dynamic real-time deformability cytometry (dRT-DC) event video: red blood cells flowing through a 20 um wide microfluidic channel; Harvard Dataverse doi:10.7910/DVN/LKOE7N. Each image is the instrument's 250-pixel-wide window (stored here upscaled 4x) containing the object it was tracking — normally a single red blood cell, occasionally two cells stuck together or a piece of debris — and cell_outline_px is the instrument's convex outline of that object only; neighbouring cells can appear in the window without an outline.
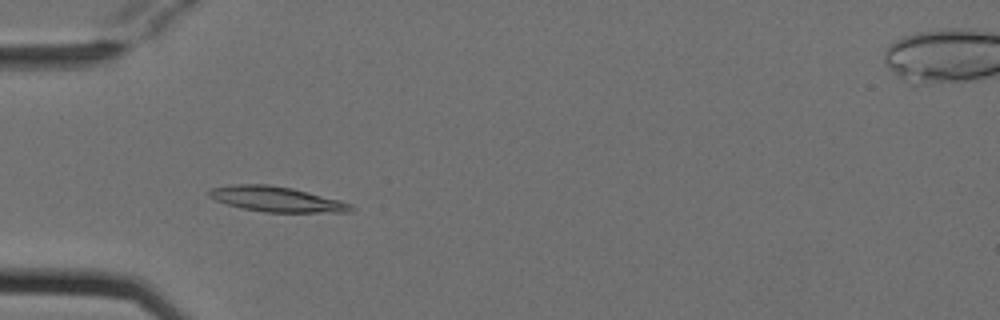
{"species": "Egyptian fruit bat (a non-hibernating species)", "species_latin": "Rousettus aegyptiacus", "temperature_condition": "cold", "stored_images_in_passage": 8, "camera_frame_rate_fps": 3000, "um_per_image_px": 0.085, "animal": {"sex": "female"}, "frame": {"image": 1, "passage_image": 4, "time_ms": 1.0, "image_size_px": [1000, 320], "cell_outline_px": [[356, 208], [352, 212], [264, 212], [240, 208], [216, 200], [208, 196], [208, 192], [212, 188], [236, 184], [268, 184], [292, 188], [340, 200], [352, 204]], "centroid_in_image_um": [23.54, 16.93], "position_along_channel_um": 61.5, "area_um2": 20.81}}
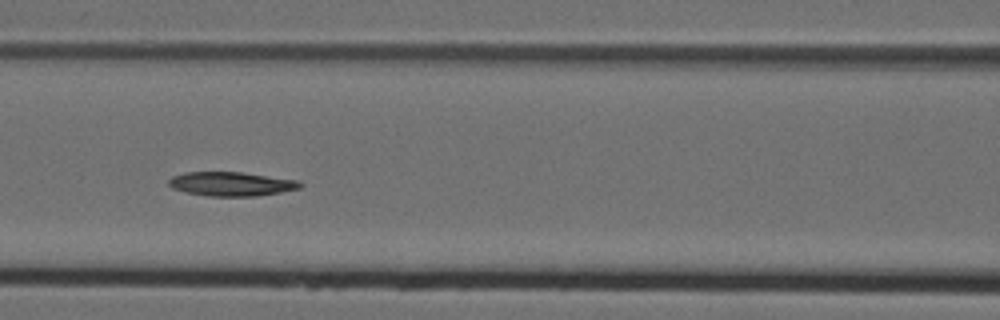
{"frame": {"image": 2, "passage_image": 6, "time_ms": 1.667, "image_size_px": [1000, 320], "cell_outline_px": [[304, 184], [300, 188], [280, 192], [256, 196], [208, 196], [184, 192], [172, 188], [168, 184], [168, 180], [172, 176], [188, 172], [244, 172], [300, 180]], "centroid_in_image_um": [19.69, 15.63], "position_along_channel_um": 146.9, "area_um2": 18.61}}
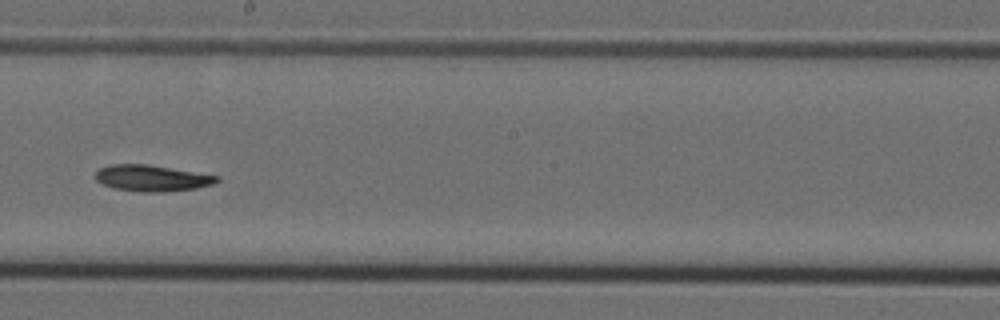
{"frame": {"image": 3, "passage_image": 8, "time_ms": 2.333, "image_size_px": [1000, 320], "cell_outline_px": [[220, 180], [212, 184], [196, 188], [164, 192], [140, 192], [116, 188], [104, 184], [96, 180], [96, 172], [100, 168], [108, 164], [148, 164], [220, 176]], "centroid_in_image_um": [12.93, 15.13], "position_along_channel_um": 235.3, "area_um2": 18.5}}